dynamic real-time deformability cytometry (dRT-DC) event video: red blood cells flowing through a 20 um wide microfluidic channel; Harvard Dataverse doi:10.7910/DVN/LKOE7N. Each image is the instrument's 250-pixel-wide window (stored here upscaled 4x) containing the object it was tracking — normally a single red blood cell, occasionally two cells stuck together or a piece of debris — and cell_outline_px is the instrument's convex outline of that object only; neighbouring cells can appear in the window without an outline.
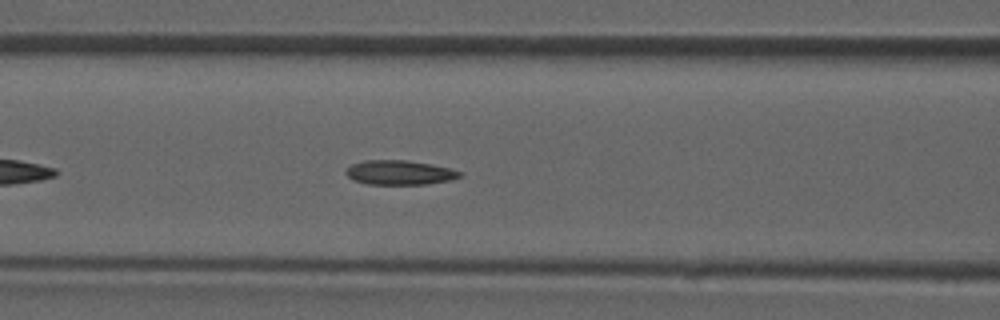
{"species": "common noctule bat (a hibernating species)", "species_latin": "Nyctalus noctula", "temperature_condition": "room temperature", "stored_images_in_passage": 30, "camera_frame_rate_fps": 3000, "um_per_image_px": 0.085, "animal": {"sex": "male", "forearm_length_mm": 52.5}, "frame": {"image": 1, "passage_image": 9, "time_ms": 2.667, "image_size_px": [1000, 320], "cell_outline_px": [[460, 176], [448, 180], [428, 184], [368, 184], [352, 180], [344, 172], [352, 164], [364, 160], [408, 160], [432, 164], [452, 168], [460, 172]], "centroid_in_image_um": [33.94, 14.66], "position_along_channel_um": 132.7, "area_um2": 16.18}}
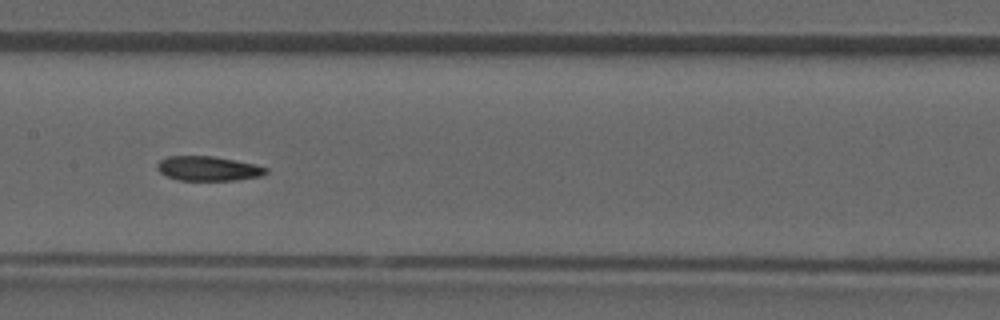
{"frame": {"image": 2, "passage_image": 13, "time_ms": 4.0, "image_size_px": [1000, 320], "cell_outline_px": [[268, 172], [260, 176], [236, 180], [180, 180], [168, 176], [160, 172], [156, 168], [156, 164], [160, 160], [168, 156], [212, 156], [256, 164], [268, 168]], "centroid_in_image_um": [17.7, 14.32], "position_along_channel_um": 189.7, "area_um2": 15.49}}